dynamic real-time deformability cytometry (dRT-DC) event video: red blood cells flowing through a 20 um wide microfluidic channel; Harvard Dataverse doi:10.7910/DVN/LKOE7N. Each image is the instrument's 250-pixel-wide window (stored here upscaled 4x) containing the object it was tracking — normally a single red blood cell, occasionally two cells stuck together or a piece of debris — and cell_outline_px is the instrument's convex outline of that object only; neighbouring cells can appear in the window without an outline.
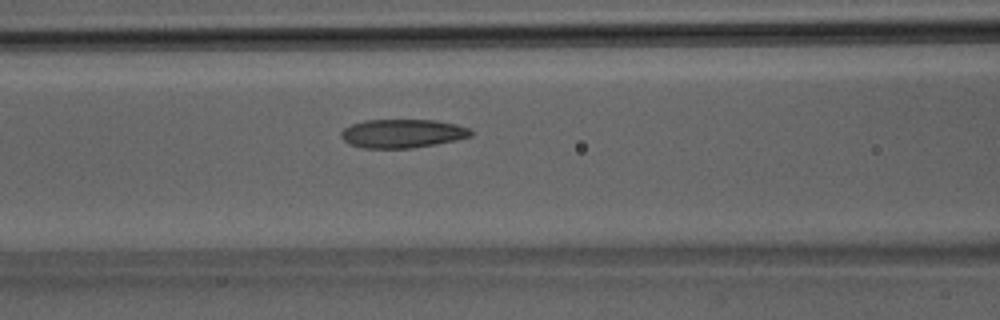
{"species": "Egyptian fruit bat (a non-hibernating species)", "species_latin": "Rousettus aegyptiacus", "temperature_condition": "room temperature", "stored_images_in_passage": 29, "camera_frame_rate_fps": 3000, "um_per_image_px": 0.085, "animal": {"sex": "male"}, "frame": {"image": 1, "passage_image": 9, "time_ms": 2.667, "image_size_px": [1000, 320], "cell_outline_px": [[472, 136], [456, 140], [436, 144], [412, 148], [364, 148], [348, 144], [340, 136], [340, 132], [344, 128], [352, 124], [364, 120], [432, 120], [456, 124], [468, 128], [472, 132]], "centroid_in_image_um": [34.18, 11.35], "position_along_channel_um": 132.4, "area_um2": 21.68}}
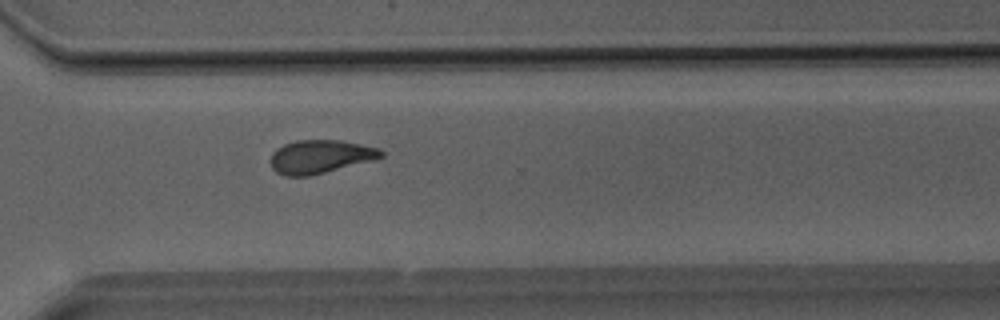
{"frame": {"image": 2, "passage_image": 21, "time_ms": 6.667, "image_size_px": [1000, 320], "cell_outline_px": [[384, 156], [312, 176], [284, 176], [276, 172], [272, 168], [272, 152], [276, 148], [284, 144], [296, 140], [340, 140], [380, 148], [384, 152]], "centroid_in_image_um": [27.2, 13.31], "position_along_channel_um": 343.4, "area_um2": 21.39}}